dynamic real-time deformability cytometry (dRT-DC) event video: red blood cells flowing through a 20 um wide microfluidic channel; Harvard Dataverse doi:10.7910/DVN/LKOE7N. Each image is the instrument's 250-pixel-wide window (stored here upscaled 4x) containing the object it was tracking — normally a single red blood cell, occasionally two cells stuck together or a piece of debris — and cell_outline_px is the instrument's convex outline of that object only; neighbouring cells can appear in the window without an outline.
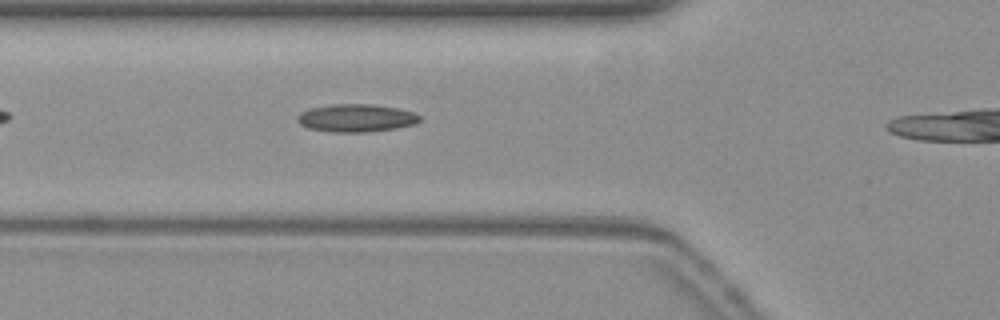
{"species": "common noctule bat (a hibernating species)", "species_latin": "Nyctalus noctula", "temperature_condition": "warm", "stored_images_in_passage": 31, "camera_frame_rate_fps": 3000, "um_per_image_px": 0.085, "animal": {"sex": "female", "body_mass_g": 19.3, "forearm_length_mm": 54.1}, "frame": {"image": 1, "passage_image": 7, "time_ms": 2.0, "image_size_px": [1000, 320], "cell_outline_px": [[420, 120], [416, 124], [396, 128], [368, 132], [332, 132], [308, 128], [300, 124], [296, 120], [296, 116], [300, 112], [312, 108], [332, 104], [372, 104], [396, 108], [412, 112], [420, 116]], "centroid_in_image_um": [30.25, 10.03], "position_along_channel_um": 95.5, "area_um2": 19.83}}
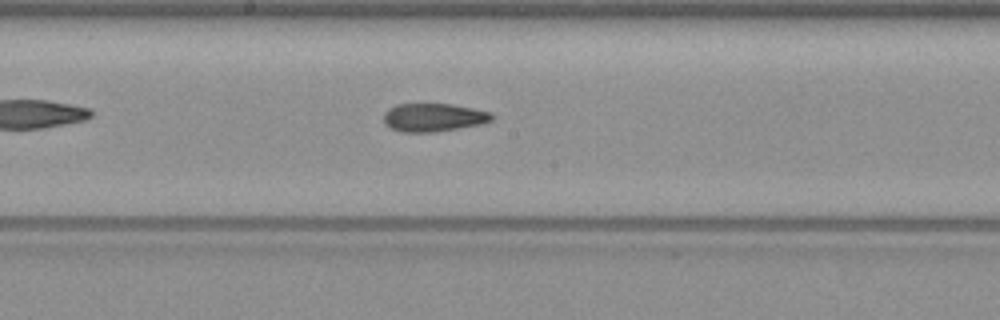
{"frame": {"image": 2, "passage_image": 16, "time_ms": 5.0, "image_size_px": [1000, 320], "cell_outline_px": [[492, 120], [480, 124], [436, 132], [400, 132], [384, 124], [384, 112], [388, 108], [396, 104], [452, 104], [472, 108], [488, 112], [492, 116]], "centroid_in_image_um": [36.79, 9.98], "position_along_channel_um": 211.4, "area_um2": 17.69}}
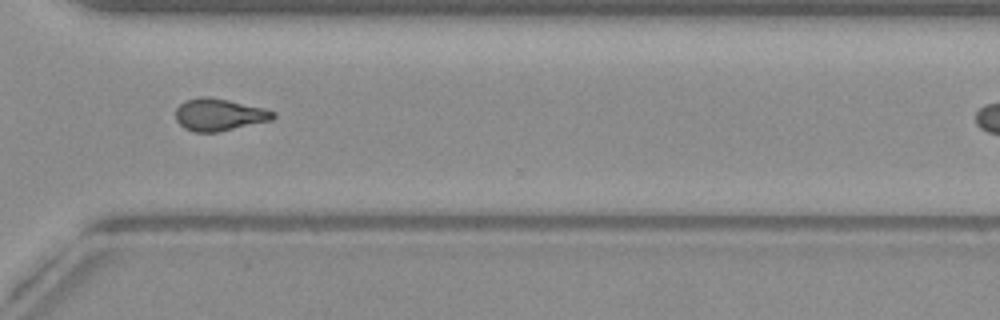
{"frame": {"image": 3, "passage_image": 27, "time_ms": 8.667, "image_size_px": [1000, 320], "cell_outline_px": [[276, 116], [272, 120], [220, 132], [196, 132], [184, 128], [176, 120], [176, 108], [184, 100], [200, 96], [208, 96], [228, 100], [264, 108], [276, 112]], "centroid_in_image_um": [18.63, 9.74], "position_along_channel_um": 352.0, "area_um2": 18.44}}